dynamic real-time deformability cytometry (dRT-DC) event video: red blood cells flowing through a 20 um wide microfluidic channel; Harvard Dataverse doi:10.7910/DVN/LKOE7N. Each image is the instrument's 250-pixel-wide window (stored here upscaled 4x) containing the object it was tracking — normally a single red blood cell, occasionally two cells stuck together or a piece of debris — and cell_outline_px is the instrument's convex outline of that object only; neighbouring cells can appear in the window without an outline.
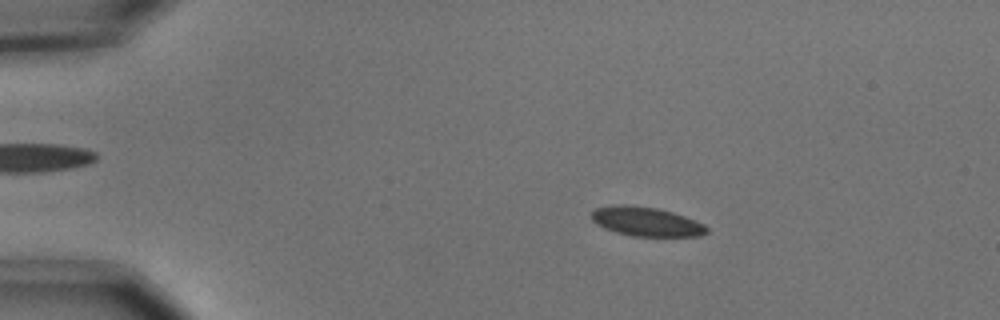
{"species": "common noctule bat (a hibernating species)", "species_latin": "Nyctalus noctula", "temperature_condition": "cold", "stored_images_in_passage": 55, "camera_frame_rate_fps": 3000, "um_per_image_px": 0.085, "animal": {"sex": "male", "body_mass_g": 15.6}, "frame": {"image": 1, "passage_image": 10, "time_ms": 3.0, "image_size_px": [1000, 320], "cell_outline_px": [[708, 232], [700, 236], [632, 236], [616, 232], [604, 228], [596, 224], [592, 220], [592, 212], [596, 208], [612, 204], [628, 204], [656, 208], [672, 212], [696, 220], [704, 224], [708, 228]], "centroid_in_image_um": [54.92, 18.83], "position_along_channel_um": 30.1, "area_um2": 19.71}}
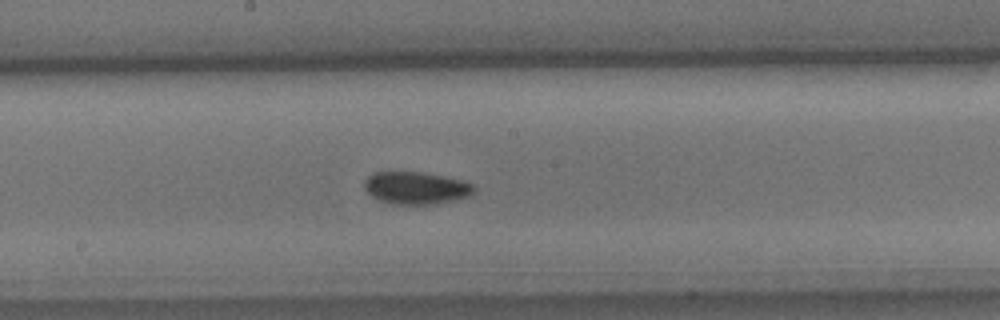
{"frame": {"image": 2, "passage_image": 30, "time_ms": 9.667, "image_size_px": [1000, 320], "cell_outline_px": [[476, 188], [468, 196], [456, 200], [436, 204], [388, 204], [372, 196], [364, 188], [364, 180], [368, 176], [376, 172], [420, 172], [444, 176], [464, 180], [472, 184]], "centroid_in_image_um": [35.37, 15.98], "position_along_channel_um": 212.8, "area_um2": 20.75}}
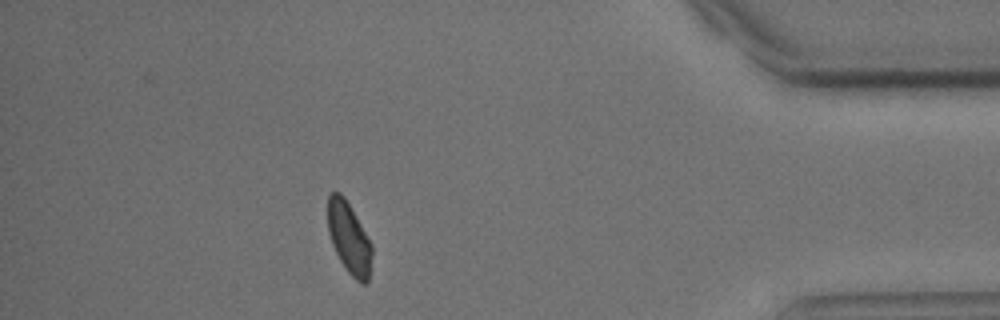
{"frame": {"image": 3, "passage_image": 49, "time_ms": 16.0, "image_size_px": [1000, 320], "cell_outline_px": [[372, 252], [368, 280], [364, 284], [360, 284], [348, 272], [340, 260], [332, 244], [328, 232], [328, 196], [332, 192], [340, 192], [344, 196], [372, 244]], "centroid_in_image_um": [29.66, 20.23], "position_along_channel_um": 405.5, "area_um2": 18.15}, "authors_computed_cell_mechanics": {"area_um2": 19.5942, "velocity_mm_per_s": 3.6705, "shape_relaxation_time_tau1_ms": 2.4529, "shape_relaxation_time_tau2_ms": null, "deformation_change_tau1": 0.0776, "deformation_change_tau2": null}}